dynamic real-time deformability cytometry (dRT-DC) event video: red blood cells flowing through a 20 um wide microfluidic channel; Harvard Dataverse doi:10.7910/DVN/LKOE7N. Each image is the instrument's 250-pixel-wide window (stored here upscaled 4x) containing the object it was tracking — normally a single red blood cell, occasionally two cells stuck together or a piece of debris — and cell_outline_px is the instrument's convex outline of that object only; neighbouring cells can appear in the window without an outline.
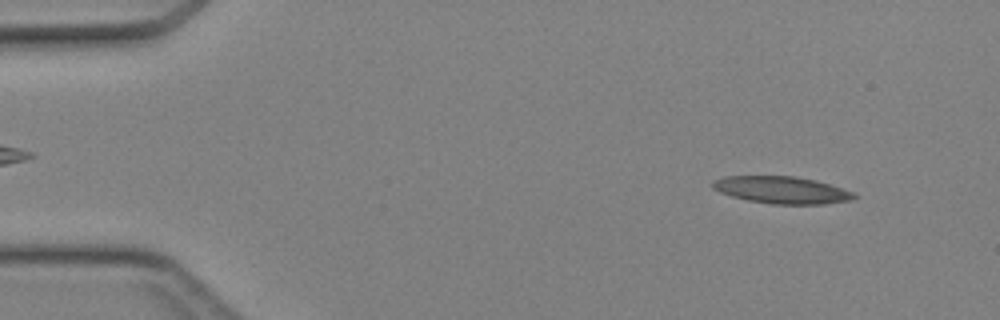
{"species": "Egyptian fruit bat (a non-hibernating species)", "species_latin": "Rousettus aegyptiacus", "temperature_condition": "cold", "stored_images_in_passage": 45, "camera_frame_rate_fps": 3000, "um_per_image_px": 0.085, "animal": {"sex": "female"}, "frame": {"image": 1, "passage_image": 4, "time_ms": 1.0, "image_size_px": [1000, 320], "cell_outline_px": [[860, 196], [852, 200], [824, 204], [772, 204], [748, 200], [732, 196], [720, 192], [712, 188], [712, 180], [724, 176], [796, 176], [816, 180], [852, 192]], "centroid_in_image_um": [66.44, 16.14], "position_along_channel_um": 18.6, "area_um2": 22.37}}
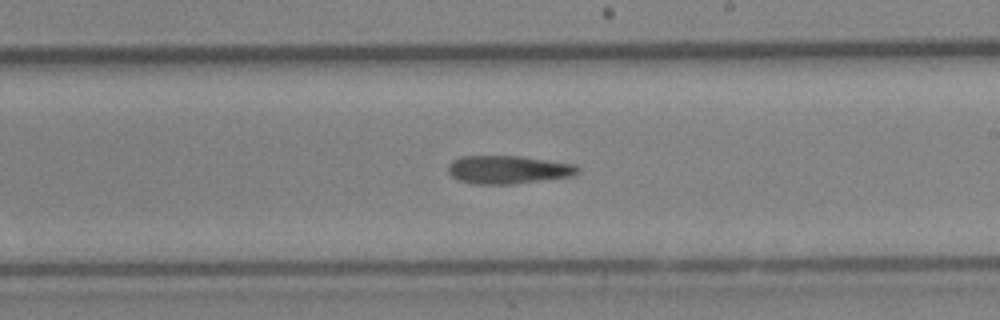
{"frame": {"image": 2, "passage_image": 26, "time_ms": 8.333, "image_size_px": [1000, 320], "cell_outline_px": [[580, 172], [572, 176], [516, 184], [476, 184], [460, 180], [452, 176], [448, 172], [448, 164], [452, 160], [460, 156], [520, 156], [576, 164], [580, 168]], "centroid_in_image_um": [43.21, 14.42], "position_along_channel_um": 245.8, "area_um2": 21.44}}
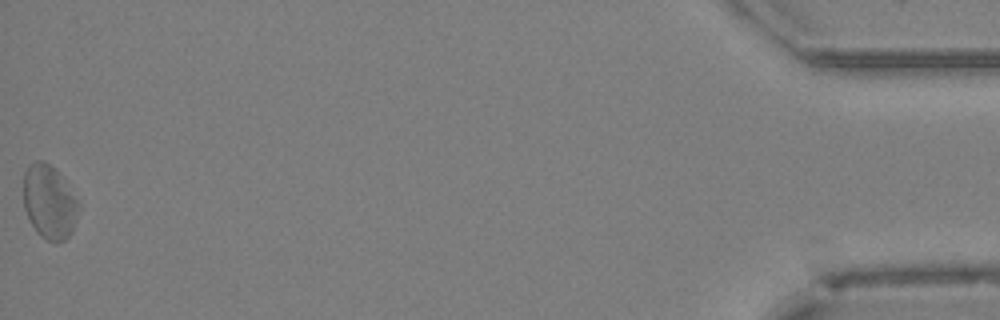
{"frame": {"image": 3, "passage_image": 45, "time_ms": 14.667, "image_size_px": [1000, 320], "cell_outline_px": [[80, 208], [72, 232], [64, 240], [48, 240], [40, 236], [36, 232], [24, 208], [24, 172], [36, 160], [44, 160], [60, 176], [80, 204]], "centroid_in_image_um": [4.19, 17.19], "position_along_channel_um": 431.0, "area_um2": 23.18}}